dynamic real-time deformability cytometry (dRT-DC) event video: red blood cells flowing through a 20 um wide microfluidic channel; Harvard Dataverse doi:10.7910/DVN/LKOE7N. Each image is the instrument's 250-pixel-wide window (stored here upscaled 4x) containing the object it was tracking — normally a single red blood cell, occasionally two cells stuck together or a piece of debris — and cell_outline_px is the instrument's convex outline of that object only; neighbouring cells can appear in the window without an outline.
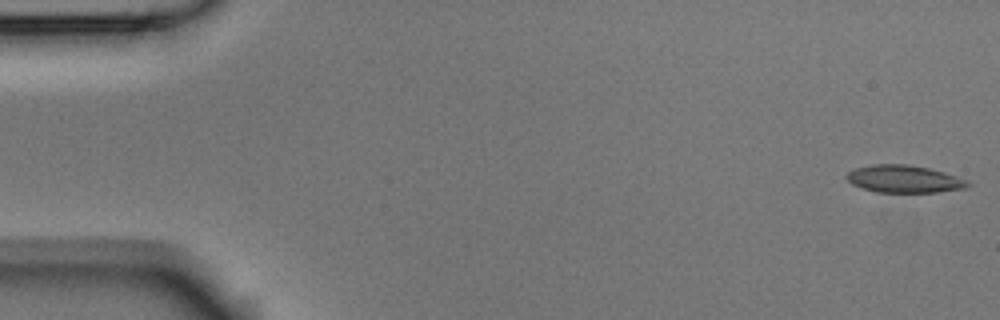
{"species": "Egyptian fruit bat (a non-hibernating species)", "species_latin": "Rousettus aegyptiacus", "temperature_condition": "room temperature", "stored_images_in_passage": 5, "camera_frame_rate_fps": 3000, "um_per_image_px": 0.085, "animal": {"sex": "male"}, "frame": {"image": 1, "passage_image": 1, "time_ms": 0.0, "image_size_px": [1000, 320], "cell_outline_px": [[972, 184], [964, 188], [936, 192], [876, 192], [852, 184], [844, 176], [848, 172], [856, 168], [872, 164], [904, 164], [928, 168], [944, 172], [968, 180]], "centroid_in_image_um": [76.85, 15.21], "position_along_channel_um": 8.2, "area_um2": 19.25}}
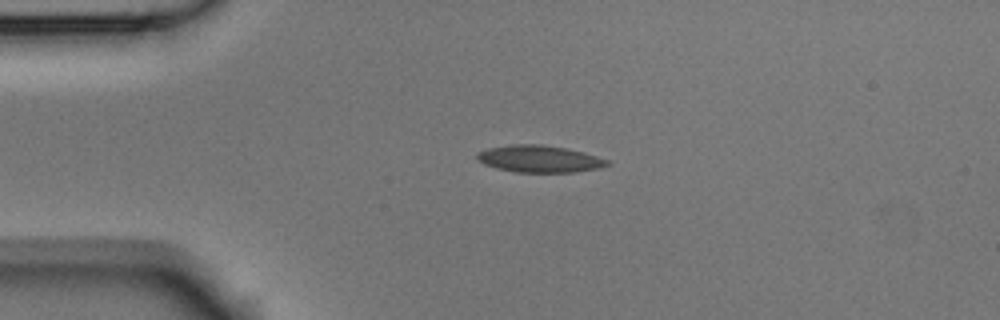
{"frame": {"image": 2, "passage_image": 4, "time_ms": 1.0, "image_size_px": [1000, 320], "cell_outline_px": [[612, 164], [600, 168], [572, 172], [516, 172], [496, 168], [484, 164], [476, 160], [476, 152], [488, 148], [512, 144], [544, 144], [568, 148], [584, 152], [608, 160]], "centroid_in_image_um": [45.84, 13.49], "position_along_channel_um": 39.2, "area_um2": 20.69}}